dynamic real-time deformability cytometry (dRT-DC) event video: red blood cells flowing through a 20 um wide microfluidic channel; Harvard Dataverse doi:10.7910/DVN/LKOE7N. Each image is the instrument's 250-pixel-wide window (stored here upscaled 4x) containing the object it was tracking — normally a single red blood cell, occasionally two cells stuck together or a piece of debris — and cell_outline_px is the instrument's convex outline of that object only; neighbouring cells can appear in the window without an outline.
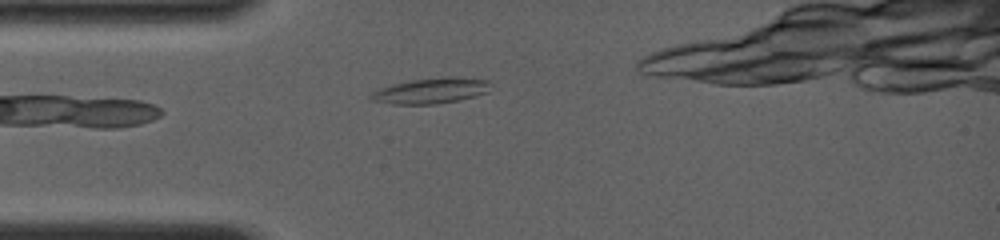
{"species": "common noctule bat (a hibernating species)", "species_latin": "Nyctalus noctula", "temperature_condition": "room temperature", "stored_images_in_passage": 4, "camera_frame_rate_fps": 4000, "um_per_image_px": 0.085, "animal": {"sex": "female", "body_mass_g": 19.0, "forearm_length_mm": 56.7}, "frame": {"image": 1, "passage_image": 3, "time_ms": 1.0, "image_size_px": [1000, 240], "cell_outline_px": [[488, 92], [476, 96], [460, 100], [436, 104], [392, 104], [368, 100], [368, 96], [372, 92], [380, 88], [392, 84], [412, 80], [444, 76], [448, 76], [488, 80]], "centroid_in_image_um": [36.58, 7.72], "position_along_channel_um": 48.4, "area_um2": 17.92}}